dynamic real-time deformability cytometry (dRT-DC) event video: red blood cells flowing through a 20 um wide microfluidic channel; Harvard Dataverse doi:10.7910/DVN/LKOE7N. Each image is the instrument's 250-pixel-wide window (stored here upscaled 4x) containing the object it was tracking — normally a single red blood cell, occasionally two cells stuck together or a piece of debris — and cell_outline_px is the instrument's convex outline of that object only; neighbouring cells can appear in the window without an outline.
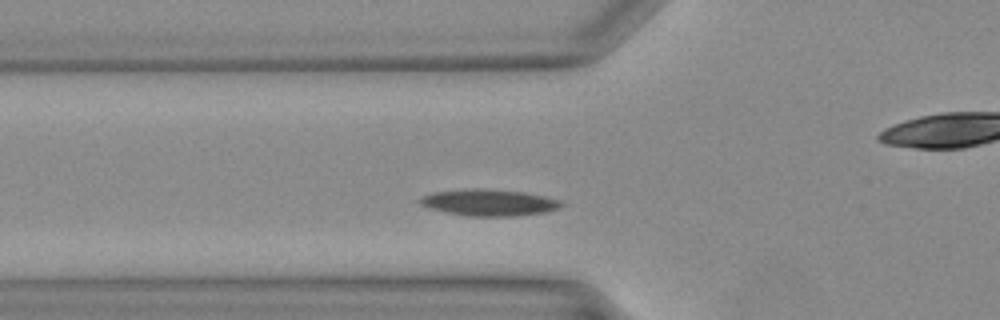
{"species": "Egyptian fruit bat (a non-hibernating species)", "species_latin": "Rousettus aegyptiacus", "temperature_condition": "warm", "stored_images_in_passage": 28, "camera_frame_rate_fps": 3000, "um_per_image_px": 0.085, "animal": {"sex": "female"}, "frame": {"image": 1, "passage_image": 5, "time_ms": 1.333, "image_size_px": [1000, 320], "cell_outline_px": [[564, 204], [560, 208], [544, 212], [512, 216], [468, 216], [428, 208], [420, 204], [420, 196], [432, 192], [464, 188], [480, 188], [524, 192], [544, 196], [560, 200]], "centroid_in_image_um": [41.54, 17.2], "position_along_channel_um": 84.3, "area_um2": 21.91}}
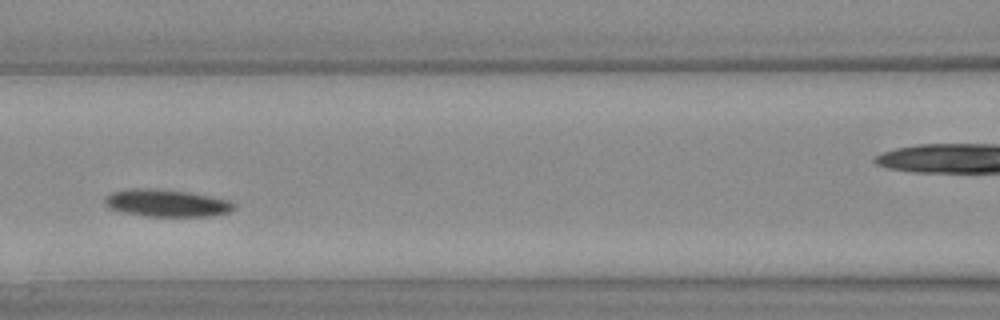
{"frame": {"image": 2, "passage_image": 9, "time_ms": 2.667, "image_size_px": [1000, 320], "cell_outline_px": [[236, 208], [228, 212], [212, 216], [148, 216], [120, 212], [108, 208], [104, 204], [104, 200], [112, 192], [128, 188], [156, 188], [188, 192], [232, 200], [236, 204]], "centroid_in_image_um": [14.17, 17.25], "position_along_channel_um": 152.4, "area_um2": 20.81}}
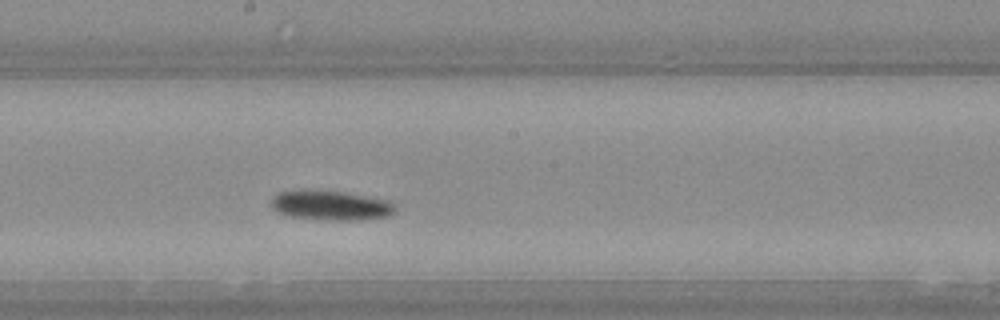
{"frame": {"image": 3, "passage_image": 13, "time_ms": 4.0, "image_size_px": [1000, 320], "cell_outline_px": [[396, 212], [388, 216], [360, 220], [340, 220], [292, 216], [276, 212], [272, 208], [272, 196], [280, 192], [340, 192], [388, 200], [396, 204]], "centroid_in_image_um": [28.2, 17.49], "position_along_channel_um": 220.0, "area_um2": 20.58}}